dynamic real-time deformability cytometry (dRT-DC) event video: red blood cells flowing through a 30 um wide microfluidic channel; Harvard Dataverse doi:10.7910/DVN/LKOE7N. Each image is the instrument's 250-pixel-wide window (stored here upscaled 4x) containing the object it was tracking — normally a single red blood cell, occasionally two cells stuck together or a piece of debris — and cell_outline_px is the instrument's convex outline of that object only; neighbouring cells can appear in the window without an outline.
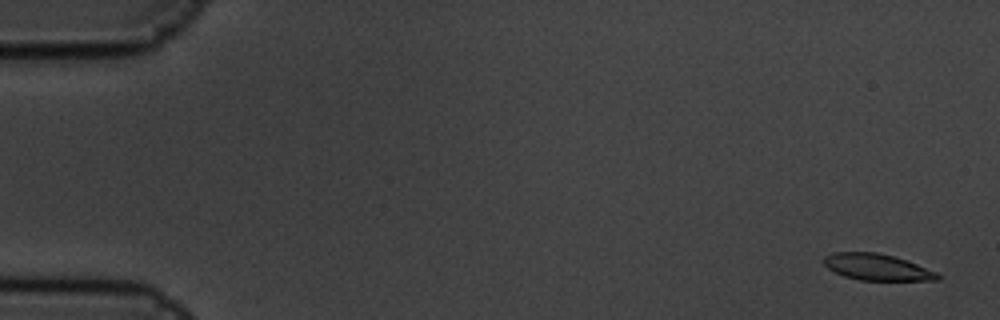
{"species": "common noctule bat (a hibernating species)", "species_latin": "Nyctalus noctula", "temperature_condition": "cold", "stored_images_in_passage": 6, "camera_frame_rate_fps": 3000, "um_per_image_px": 0.085, "animal": {"sex": "male", "body_mass_g": 19.5, "forearm_length_mm": 54.6}, "frame": {"image": 1, "passage_image": 1, "time_ms": 0.0, "image_size_px": [1000, 320], "cell_outline_px": [[940, 280], [860, 280], [844, 276], [828, 268], [820, 260], [824, 256], [832, 252], [876, 252], [908, 260], [936, 272], [940, 276]], "centroid_in_image_um": [74.51, 22.69], "position_along_channel_um": 10.5, "area_um2": 17.51}}
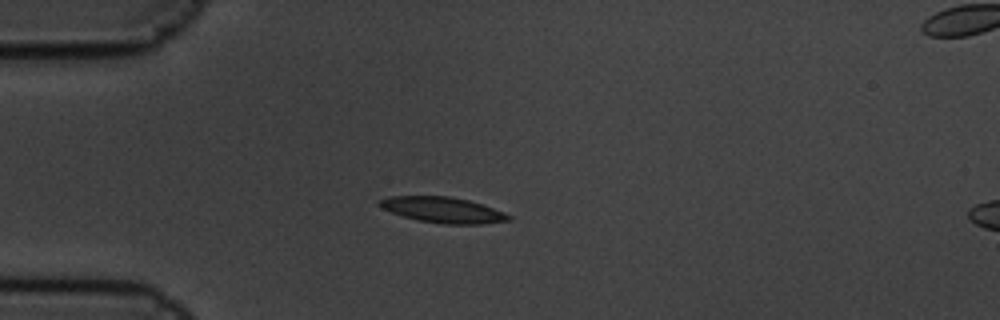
{"frame": {"image": 2, "passage_image": 5, "time_ms": 1.333, "image_size_px": [1000, 320], "cell_outline_px": [[512, 220], [484, 224], [444, 224], [420, 220], [404, 216], [380, 208], [376, 204], [376, 200], [388, 196], [448, 196], [468, 200], [504, 212], [512, 216]], "centroid_in_image_um": [37.61, 17.84], "position_along_channel_um": 47.4, "area_um2": 19.36}}